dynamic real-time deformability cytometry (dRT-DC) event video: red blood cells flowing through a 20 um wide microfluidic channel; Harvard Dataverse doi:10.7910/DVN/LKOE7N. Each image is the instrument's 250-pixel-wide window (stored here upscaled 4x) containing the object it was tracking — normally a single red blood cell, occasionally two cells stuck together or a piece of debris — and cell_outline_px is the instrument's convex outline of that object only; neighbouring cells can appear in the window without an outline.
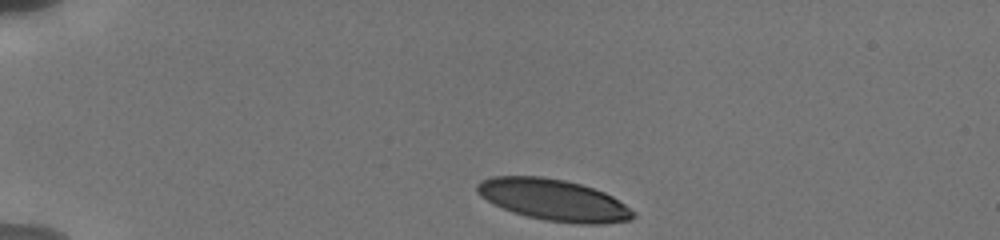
{"species": "human", "species_latin": "Homo sapiens", "temperature_condition": "cold", "stored_images_in_passage": 24, "camera_frame_rate_fps": 3000, "um_per_image_px": 0.085, "donor": {"sex": "male"}, "frame": {"image": 1, "passage_image": 1, "time_ms": 0.0, "image_size_px": [1000, 240], "cell_outline_px": [[636, 216], [632, 220], [604, 224], [580, 224], [544, 220], [512, 212], [492, 204], [480, 196], [476, 192], [476, 184], [492, 176], [540, 176], [564, 180], [580, 184], [604, 192], [612, 196], [636, 212]], "centroid_in_image_um": [47.06, 17.0], "position_along_channel_um": 37.9, "area_um2": 37.8}}
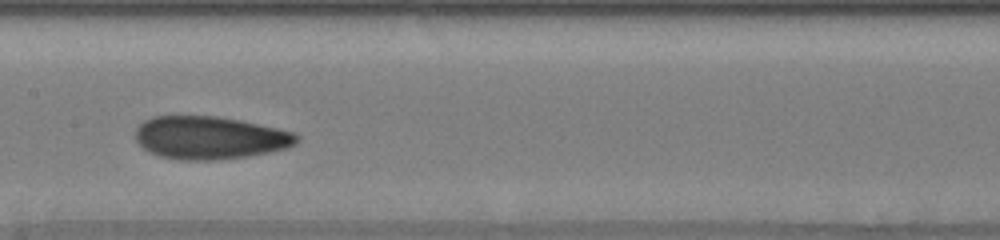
{"frame": {"image": 2, "passage_image": 12, "time_ms": 5.667, "image_size_px": [1000, 240], "cell_outline_px": [[300, 140], [296, 144], [288, 148], [248, 156], [220, 160], [180, 160], [160, 156], [148, 152], [136, 140], [136, 128], [144, 120], [152, 116], [216, 116], [240, 120], [276, 128], [292, 132], [300, 136]], "centroid_in_image_um": [17.84, 11.71], "position_along_channel_um": 189.6, "area_um2": 40.4}}
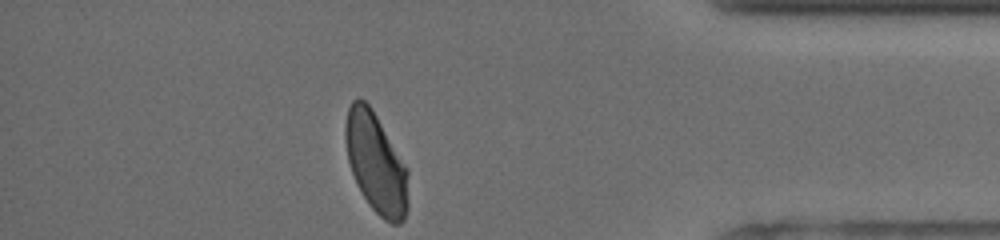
{"frame": {"image": 3, "passage_image": 24, "time_ms": 12.0, "image_size_px": [1000, 240], "cell_outline_px": [[408, 208], [404, 220], [400, 224], [392, 224], [384, 220], [368, 204], [352, 172], [348, 160], [344, 136], [344, 124], [348, 108], [352, 100], [364, 100], [372, 108], [408, 168]], "centroid_in_image_um": [31.97, 13.87], "position_along_channel_um": 403.2, "area_um2": 36.76}, "authors_computed_cell_mechanics": {"area_um2": 39.4196, "velocity_mm_per_s": 3.7908, "shape_relaxation_time_tau1_ms": 3.5723, "shape_relaxation_time_tau2_ms": 1.3459, "deformation_change_tau1": 0.1442, "deformation_change_tau2": 0.0678}}